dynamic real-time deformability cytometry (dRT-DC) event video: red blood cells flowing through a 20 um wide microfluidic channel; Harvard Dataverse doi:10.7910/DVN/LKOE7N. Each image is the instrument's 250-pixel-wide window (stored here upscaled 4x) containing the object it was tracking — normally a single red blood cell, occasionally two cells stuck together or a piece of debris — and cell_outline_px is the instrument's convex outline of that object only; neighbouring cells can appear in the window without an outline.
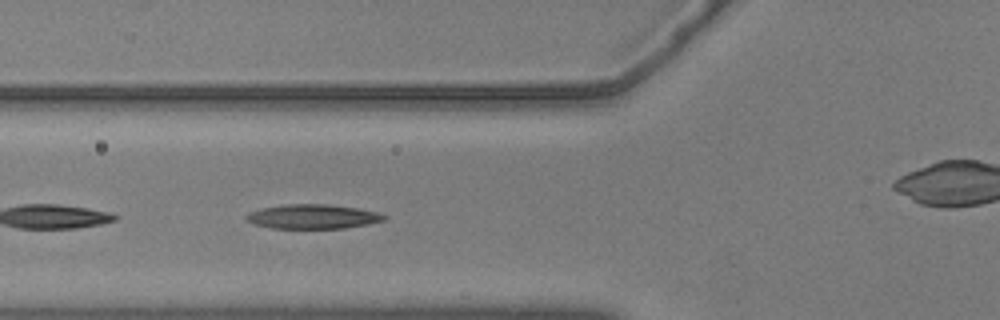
{"species": "common noctule bat (a hibernating species)", "species_latin": "Nyctalus noctula", "temperature_condition": "warm", "stored_images_in_passage": 41, "camera_frame_rate_fps": 3000, "um_per_image_px": 0.085, "animal": {"sex": "male", "body_mass_g": 20.5, "forearm_length_mm": 52.5}, "frame": {"image": 1, "passage_image": 7, "time_ms": 2.0, "image_size_px": [1000, 320], "cell_outline_px": [[388, 216], [384, 220], [368, 224], [344, 228], [272, 228], [256, 224], [248, 220], [244, 216], [248, 212], [264, 208], [284, 204], [328, 204], [356, 208], [376, 212]], "centroid_in_image_um": [26.59, 18.4], "position_along_channel_um": 99.2, "area_um2": 19.36}}
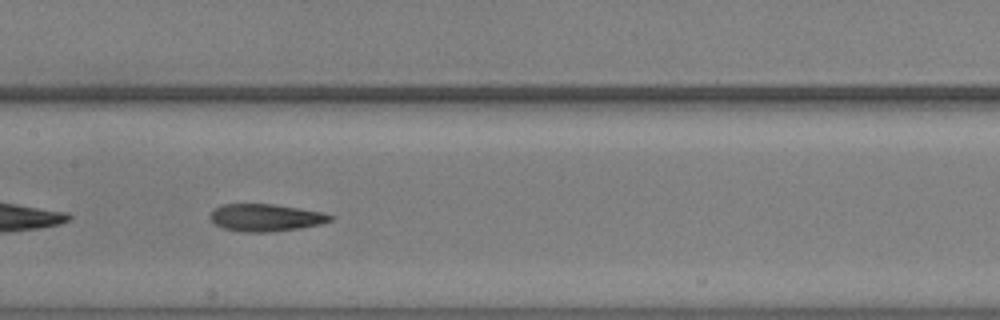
{"frame": {"image": 2, "passage_image": 14, "time_ms": 4.333, "image_size_px": [1000, 320], "cell_outline_px": [[332, 220], [320, 224], [300, 228], [268, 232], [244, 232], [224, 228], [216, 224], [212, 220], [212, 208], [220, 204], [272, 204], [320, 212], [332, 216]], "centroid_in_image_um": [22.54, 18.49], "position_along_channel_um": 184.9, "area_um2": 18.79}}
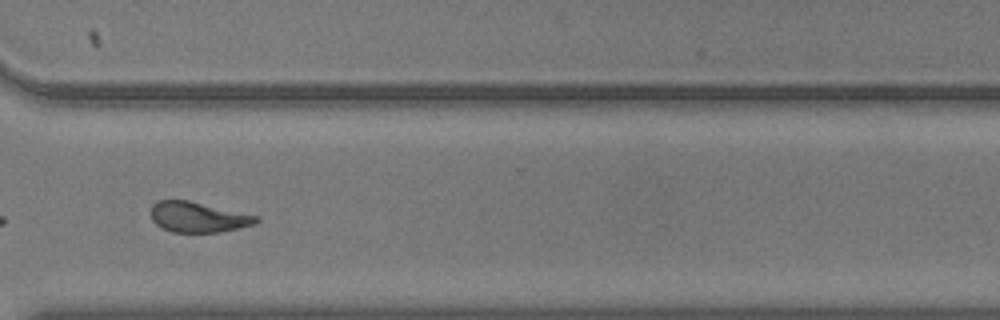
{"frame": {"image": 3, "passage_image": 28, "time_ms": 9.0, "image_size_px": [1000, 320], "cell_outline_px": [[260, 220], [256, 224], [220, 232], [172, 232], [156, 224], [152, 220], [152, 204], [160, 200], [188, 200], [260, 216]], "centroid_in_image_um": [16.88, 18.45], "position_along_channel_um": 353.7, "area_um2": 18.61}, "authors_computed_cell_mechanics": {"area_um2": 18.8428, "velocity_mm_per_s": 3.6333, "shape_relaxation_time_tau1_ms": 4.6953, "shape_relaxation_time_tau2_ms": 3.1559, "deformation_change_tau1": 0.1702, "deformation_change_tau2": 0.1107}}